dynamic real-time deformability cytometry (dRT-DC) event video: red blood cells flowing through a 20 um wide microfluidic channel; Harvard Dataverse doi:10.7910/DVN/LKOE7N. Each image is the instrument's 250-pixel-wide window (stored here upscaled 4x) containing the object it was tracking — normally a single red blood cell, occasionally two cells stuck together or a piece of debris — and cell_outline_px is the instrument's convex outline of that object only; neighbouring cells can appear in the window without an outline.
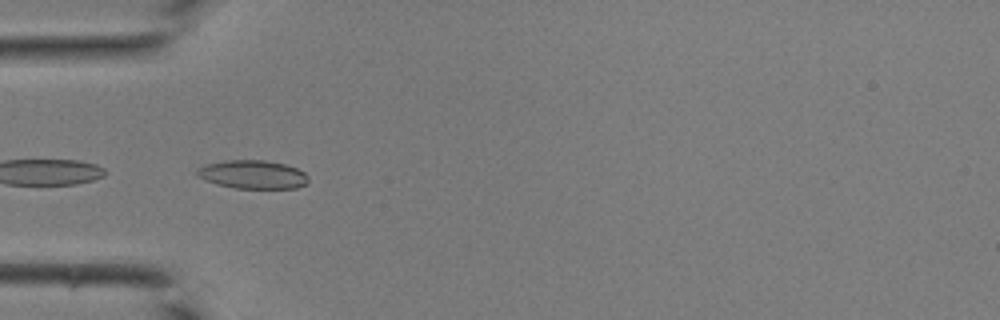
{"species": "common noctule bat (a hibernating species)", "species_latin": "Nyctalus noctula", "temperature_condition": "room temperature", "stored_images_in_passage": 19, "camera_frame_rate_fps": 3000, "um_per_image_px": 0.085, "animal": {"sex": "male", "body_mass_g": 19.0, "forearm_length_mm": 50.8}, "frame": {"image": 1, "passage_image": 14, "time_ms": 4.333, "image_size_px": [1000, 320], "cell_outline_px": [[308, 180], [304, 184], [296, 188], [236, 188], [216, 184], [204, 180], [196, 176], [196, 168], [204, 164], [224, 160], [264, 160], [284, 164], [296, 168], [304, 172], [308, 176]], "centroid_in_image_um": [21.41, 14.82], "position_along_channel_um": 63.6, "area_um2": 18.55}}